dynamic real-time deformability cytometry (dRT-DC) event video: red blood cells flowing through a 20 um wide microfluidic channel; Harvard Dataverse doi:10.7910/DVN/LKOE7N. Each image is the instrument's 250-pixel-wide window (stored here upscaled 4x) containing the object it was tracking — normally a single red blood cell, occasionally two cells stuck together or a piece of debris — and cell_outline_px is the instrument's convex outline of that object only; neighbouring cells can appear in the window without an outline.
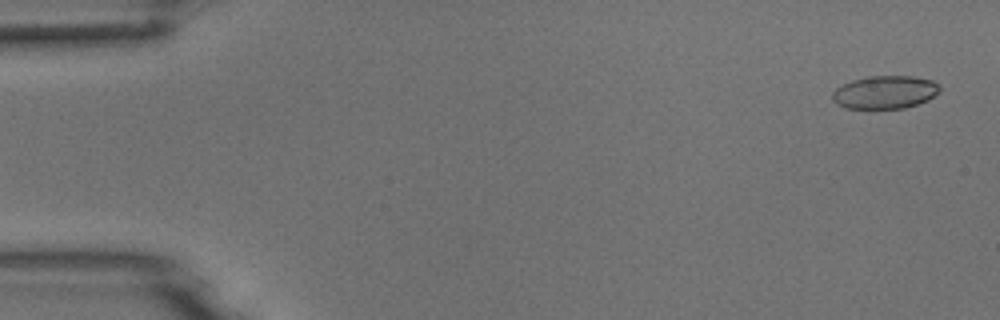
{"species": "common noctule bat (a hibernating species)", "species_latin": "Nyctalus noctula", "temperature_condition": "room temperature", "stored_images_in_passage": 14, "camera_frame_rate_fps": 3000, "um_per_image_px": 0.085, "animal": {"sex": "male", "body_mass_g": 18.8}, "frame": {"image": 1, "passage_image": 2, "time_ms": 0.333, "image_size_px": [1000, 320], "cell_outline_px": [[940, 88], [928, 100], [904, 108], [844, 108], [836, 104], [832, 100], [832, 92], [836, 88], [852, 80], [868, 76], [912, 76], [932, 80]], "centroid_in_image_um": [75.16, 7.84], "position_along_channel_um": 9.8, "area_um2": 20.46}}